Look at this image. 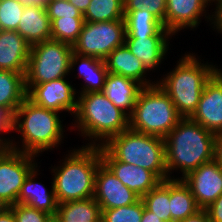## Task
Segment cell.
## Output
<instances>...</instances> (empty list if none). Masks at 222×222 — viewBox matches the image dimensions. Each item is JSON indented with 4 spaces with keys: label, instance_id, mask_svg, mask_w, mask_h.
I'll return each mask as SVG.
<instances>
[{
    "label": "cell",
    "instance_id": "1",
    "mask_svg": "<svg viewBox=\"0 0 222 222\" xmlns=\"http://www.w3.org/2000/svg\"><path fill=\"white\" fill-rule=\"evenodd\" d=\"M164 141L168 179H176L171 175L174 171H180L181 177L177 179H182L200 165L214 160L215 133L190 118H182Z\"/></svg>",
    "mask_w": 222,
    "mask_h": 222
},
{
    "label": "cell",
    "instance_id": "2",
    "mask_svg": "<svg viewBox=\"0 0 222 222\" xmlns=\"http://www.w3.org/2000/svg\"><path fill=\"white\" fill-rule=\"evenodd\" d=\"M60 119L59 112L37 106L26 98L13 115V133L20 134L22 145L13 138L8 147L38 158L45 151L57 149L65 137Z\"/></svg>",
    "mask_w": 222,
    "mask_h": 222
},
{
    "label": "cell",
    "instance_id": "3",
    "mask_svg": "<svg viewBox=\"0 0 222 222\" xmlns=\"http://www.w3.org/2000/svg\"><path fill=\"white\" fill-rule=\"evenodd\" d=\"M71 129L88 140L86 146H103L111 137L129 128V116L102 91L77 95V109Z\"/></svg>",
    "mask_w": 222,
    "mask_h": 222
},
{
    "label": "cell",
    "instance_id": "4",
    "mask_svg": "<svg viewBox=\"0 0 222 222\" xmlns=\"http://www.w3.org/2000/svg\"><path fill=\"white\" fill-rule=\"evenodd\" d=\"M209 63L201 60L198 54L185 52L172 71L156 81L182 118H190L196 111L205 84L220 69L217 64Z\"/></svg>",
    "mask_w": 222,
    "mask_h": 222
},
{
    "label": "cell",
    "instance_id": "5",
    "mask_svg": "<svg viewBox=\"0 0 222 222\" xmlns=\"http://www.w3.org/2000/svg\"><path fill=\"white\" fill-rule=\"evenodd\" d=\"M59 163L51 166V180L58 204L92 198L95 174L102 163L100 146L74 147Z\"/></svg>",
    "mask_w": 222,
    "mask_h": 222
},
{
    "label": "cell",
    "instance_id": "6",
    "mask_svg": "<svg viewBox=\"0 0 222 222\" xmlns=\"http://www.w3.org/2000/svg\"><path fill=\"white\" fill-rule=\"evenodd\" d=\"M103 147L117 160L153 172L161 181L168 179L165 141L130 128L111 137Z\"/></svg>",
    "mask_w": 222,
    "mask_h": 222
},
{
    "label": "cell",
    "instance_id": "7",
    "mask_svg": "<svg viewBox=\"0 0 222 222\" xmlns=\"http://www.w3.org/2000/svg\"><path fill=\"white\" fill-rule=\"evenodd\" d=\"M181 119L169 95L155 84L140 90L129 116V128L164 139Z\"/></svg>",
    "mask_w": 222,
    "mask_h": 222
},
{
    "label": "cell",
    "instance_id": "8",
    "mask_svg": "<svg viewBox=\"0 0 222 222\" xmlns=\"http://www.w3.org/2000/svg\"><path fill=\"white\" fill-rule=\"evenodd\" d=\"M72 45L54 39L36 43L30 48L25 87L50 82L70 75Z\"/></svg>",
    "mask_w": 222,
    "mask_h": 222
},
{
    "label": "cell",
    "instance_id": "9",
    "mask_svg": "<svg viewBox=\"0 0 222 222\" xmlns=\"http://www.w3.org/2000/svg\"><path fill=\"white\" fill-rule=\"evenodd\" d=\"M125 21H85L77 41L72 45L73 53L105 60L117 47L125 42Z\"/></svg>",
    "mask_w": 222,
    "mask_h": 222
},
{
    "label": "cell",
    "instance_id": "10",
    "mask_svg": "<svg viewBox=\"0 0 222 222\" xmlns=\"http://www.w3.org/2000/svg\"><path fill=\"white\" fill-rule=\"evenodd\" d=\"M37 157L8 146L0 148V198L8 206L17 203L25 179L38 165Z\"/></svg>",
    "mask_w": 222,
    "mask_h": 222
},
{
    "label": "cell",
    "instance_id": "11",
    "mask_svg": "<svg viewBox=\"0 0 222 222\" xmlns=\"http://www.w3.org/2000/svg\"><path fill=\"white\" fill-rule=\"evenodd\" d=\"M67 80L69 78L63 77L35 84L27 91V98L37 106L59 113L66 111L73 117L77 109V89Z\"/></svg>",
    "mask_w": 222,
    "mask_h": 222
},
{
    "label": "cell",
    "instance_id": "12",
    "mask_svg": "<svg viewBox=\"0 0 222 222\" xmlns=\"http://www.w3.org/2000/svg\"><path fill=\"white\" fill-rule=\"evenodd\" d=\"M182 180L201 209L208 207L222 194V167L215 159L192 170Z\"/></svg>",
    "mask_w": 222,
    "mask_h": 222
},
{
    "label": "cell",
    "instance_id": "13",
    "mask_svg": "<svg viewBox=\"0 0 222 222\" xmlns=\"http://www.w3.org/2000/svg\"><path fill=\"white\" fill-rule=\"evenodd\" d=\"M210 4L206 0H167L165 28L177 35L181 30L197 29L201 18L212 25L213 14H209Z\"/></svg>",
    "mask_w": 222,
    "mask_h": 222
},
{
    "label": "cell",
    "instance_id": "14",
    "mask_svg": "<svg viewBox=\"0 0 222 222\" xmlns=\"http://www.w3.org/2000/svg\"><path fill=\"white\" fill-rule=\"evenodd\" d=\"M190 119L205 129L222 132V69L205 84L196 111Z\"/></svg>",
    "mask_w": 222,
    "mask_h": 222
},
{
    "label": "cell",
    "instance_id": "15",
    "mask_svg": "<svg viewBox=\"0 0 222 222\" xmlns=\"http://www.w3.org/2000/svg\"><path fill=\"white\" fill-rule=\"evenodd\" d=\"M93 198L99 204L101 210L129 206L140 199L103 163L98 166L95 174Z\"/></svg>",
    "mask_w": 222,
    "mask_h": 222
},
{
    "label": "cell",
    "instance_id": "16",
    "mask_svg": "<svg viewBox=\"0 0 222 222\" xmlns=\"http://www.w3.org/2000/svg\"><path fill=\"white\" fill-rule=\"evenodd\" d=\"M102 163L131 191L140 198L155 188L161 180L142 167L117 161L103 146H100Z\"/></svg>",
    "mask_w": 222,
    "mask_h": 222
},
{
    "label": "cell",
    "instance_id": "17",
    "mask_svg": "<svg viewBox=\"0 0 222 222\" xmlns=\"http://www.w3.org/2000/svg\"><path fill=\"white\" fill-rule=\"evenodd\" d=\"M31 45L17 32L0 31V70L26 74Z\"/></svg>",
    "mask_w": 222,
    "mask_h": 222
},
{
    "label": "cell",
    "instance_id": "18",
    "mask_svg": "<svg viewBox=\"0 0 222 222\" xmlns=\"http://www.w3.org/2000/svg\"><path fill=\"white\" fill-rule=\"evenodd\" d=\"M173 36H150L148 38H125L124 44L151 72L159 68L170 52V40Z\"/></svg>",
    "mask_w": 222,
    "mask_h": 222
},
{
    "label": "cell",
    "instance_id": "19",
    "mask_svg": "<svg viewBox=\"0 0 222 222\" xmlns=\"http://www.w3.org/2000/svg\"><path fill=\"white\" fill-rule=\"evenodd\" d=\"M39 168L40 166L37 165L25 179L18 195L17 203L25 204L56 216L58 202L53 187V180L51 182V190L41 182H38L35 178H38L37 176L40 175L38 173L40 171Z\"/></svg>",
    "mask_w": 222,
    "mask_h": 222
},
{
    "label": "cell",
    "instance_id": "20",
    "mask_svg": "<svg viewBox=\"0 0 222 222\" xmlns=\"http://www.w3.org/2000/svg\"><path fill=\"white\" fill-rule=\"evenodd\" d=\"M108 72L131 78L143 87L157 84V80L147 79L149 71L143 63L135 57L124 44L115 48L104 60ZM147 76V77H146Z\"/></svg>",
    "mask_w": 222,
    "mask_h": 222
},
{
    "label": "cell",
    "instance_id": "21",
    "mask_svg": "<svg viewBox=\"0 0 222 222\" xmlns=\"http://www.w3.org/2000/svg\"><path fill=\"white\" fill-rule=\"evenodd\" d=\"M75 67L78 68V76L75 78H83L84 80V84L83 82L81 84V89L76 91L77 95L103 91L105 80L108 75L104 60L72 53L70 58V73L74 72Z\"/></svg>",
    "mask_w": 222,
    "mask_h": 222
},
{
    "label": "cell",
    "instance_id": "22",
    "mask_svg": "<svg viewBox=\"0 0 222 222\" xmlns=\"http://www.w3.org/2000/svg\"><path fill=\"white\" fill-rule=\"evenodd\" d=\"M142 88L141 84L131 78L108 72L102 92L109 101L130 116Z\"/></svg>",
    "mask_w": 222,
    "mask_h": 222
},
{
    "label": "cell",
    "instance_id": "23",
    "mask_svg": "<svg viewBox=\"0 0 222 222\" xmlns=\"http://www.w3.org/2000/svg\"><path fill=\"white\" fill-rule=\"evenodd\" d=\"M17 32L32 46L51 39V21L45 7L25 4Z\"/></svg>",
    "mask_w": 222,
    "mask_h": 222
},
{
    "label": "cell",
    "instance_id": "24",
    "mask_svg": "<svg viewBox=\"0 0 222 222\" xmlns=\"http://www.w3.org/2000/svg\"><path fill=\"white\" fill-rule=\"evenodd\" d=\"M125 38L173 36L163 24L147 10H124Z\"/></svg>",
    "mask_w": 222,
    "mask_h": 222
},
{
    "label": "cell",
    "instance_id": "25",
    "mask_svg": "<svg viewBox=\"0 0 222 222\" xmlns=\"http://www.w3.org/2000/svg\"><path fill=\"white\" fill-rule=\"evenodd\" d=\"M26 98L25 74L0 70V108L14 115Z\"/></svg>",
    "mask_w": 222,
    "mask_h": 222
},
{
    "label": "cell",
    "instance_id": "26",
    "mask_svg": "<svg viewBox=\"0 0 222 222\" xmlns=\"http://www.w3.org/2000/svg\"><path fill=\"white\" fill-rule=\"evenodd\" d=\"M56 217L60 222H101L102 211L92 197L58 204Z\"/></svg>",
    "mask_w": 222,
    "mask_h": 222
},
{
    "label": "cell",
    "instance_id": "27",
    "mask_svg": "<svg viewBox=\"0 0 222 222\" xmlns=\"http://www.w3.org/2000/svg\"><path fill=\"white\" fill-rule=\"evenodd\" d=\"M201 208L182 179H170L171 219L181 221L194 215Z\"/></svg>",
    "mask_w": 222,
    "mask_h": 222
},
{
    "label": "cell",
    "instance_id": "28",
    "mask_svg": "<svg viewBox=\"0 0 222 222\" xmlns=\"http://www.w3.org/2000/svg\"><path fill=\"white\" fill-rule=\"evenodd\" d=\"M147 210L161 220L171 219L170 212V178L161 181L155 188L141 197Z\"/></svg>",
    "mask_w": 222,
    "mask_h": 222
},
{
    "label": "cell",
    "instance_id": "29",
    "mask_svg": "<svg viewBox=\"0 0 222 222\" xmlns=\"http://www.w3.org/2000/svg\"><path fill=\"white\" fill-rule=\"evenodd\" d=\"M83 18L88 22L124 20L123 0H91Z\"/></svg>",
    "mask_w": 222,
    "mask_h": 222
},
{
    "label": "cell",
    "instance_id": "30",
    "mask_svg": "<svg viewBox=\"0 0 222 222\" xmlns=\"http://www.w3.org/2000/svg\"><path fill=\"white\" fill-rule=\"evenodd\" d=\"M83 17H60L51 22V39L73 45L81 33Z\"/></svg>",
    "mask_w": 222,
    "mask_h": 222
},
{
    "label": "cell",
    "instance_id": "31",
    "mask_svg": "<svg viewBox=\"0 0 222 222\" xmlns=\"http://www.w3.org/2000/svg\"><path fill=\"white\" fill-rule=\"evenodd\" d=\"M144 207L140 198L129 206L101 210V222H141Z\"/></svg>",
    "mask_w": 222,
    "mask_h": 222
},
{
    "label": "cell",
    "instance_id": "32",
    "mask_svg": "<svg viewBox=\"0 0 222 222\" xmlns=\"http://www.w3.org/2000/svg\"><path fill=\"white\" fill-rule=\"evenodd\" d=\"M25 4L14 0H0L1 30L17 31Z\"/></svg>",
    "mask_w": 222,
    "mask_h": 222
},
{
    "label": "cell",
    "instance_id": "33",
    "mask_svg": "<svg viewBox=\"0 0 222 222\" xmlns=\"http://www.w3.org/2000/svg\"><path fill=\"white\" fill-rule=\"evenodd\" d=\"M124 10H147L165 27L167 0H123Z\"/></svg>",
    "mask_w": 222,
    "mask_h": 222
},
{
    "label": "cell",
    "instance_id": "34",
    "mask_svg": "<svg viewBox=\"0 0 222 222\" xmlns=\"http://www.w3.org/2000/svg\"><path fill=\"white\" fill-rule=\"evenodd\" d=\"M12 210L16 222H49L53 217L47 212L38 210L25 204L16 203L9 206Z\"/></svg>",
    "mask_w": 222,
    "mask_h": 222
},
{
    "label": "cell",
    "instance_id": "35",
    "mask_svg": "<svg viewBox=\"0 0 222 222\" xmlns=\"http://www.w3.org/2000/svg\"><path fill=\"white\" fill-rule=\"evenodd\" d=\"M45 8L51 22L60 17H83V13L69 0H49Z\"/></svg>",
    "mask_w": 222,
    "mask_h": 222
},
{
    "label": "cell",
    "instance_id": "36",
    "mask_svg": "<svg viewBox=\"0 0 222 222\" xmlns=\"http://www.w3.org/2000/svg\"><path fill=\"white\" fill-rule=\"evenodd\" d=\"M13 114L7 111L6 109L0 108V135L2 133L12 134L10 132L13 131ZM0 136V144L2 146H9L10 142L12 141L13 136L9 138L6 136Z\"/></svg>",
    "mask_w": 222,
    "mask_h": 222
},
{
    "label": "cell",
    "instance_id": "37",
    "mask_svg": "<svg viewBox=\"0 0 222 222\" xmlns=\"http://www.w3.org/2000/svg\"><path fill=\"white\" fill-rule=\"evenodd\" d=\"M210 222H222V194L205 208Z\"/></svg>",
    "mask_w": 222,
    "mask_h": 222
},
{
    "label": "cell",
    "instance_id": "38",
    "mask_svg": "<svg viewBox=\"0 0 222 222\" xmlns=\"http://www.w3.org/2000/svg\"><path fill=\"white\" fill-rule=\"evenodd\" d=\"M214 10L213 12L212 10L210 11L213 14L211 26L214 31L216 30L221 35L222 34V0H219L215 4Z\"/></svg>",
    "mask_w": 222,
    "mask_h": 222
},
{
    "label": "cell",
    "instance_id": "39",
    "mask_svg": "<svg viewBox=\"0 0 222 222\" xmlns=\"http://www.w3.org/2000/svg\"><path fill=\"white\" fill-rule=\"evenodd\" d=\"M214 159L222 167V132L215 134Z\"/></svg>",
    "mask_w": 222,
    "mask_h": 222
},
{
    "label": "cell",
    "instance_id": "40",
    "mask_svg": "<svg viewBox=\"0 0 222 222\" xmlns=\"http://www.w3.org/2000/svg\"><path fill=\"white\" fill-rule=\"evenodd\" d=\"M178 222H210L207 211L205 209H200L194 215L187 217L184 220Z\"/></svg>",
    "mask_w": 222,
    "mask_h": 222
},
{
    "label": "cell",
    "instance_id": "41",
    "mask_svg": "<svg viewBox=\"0 0 222 222\" xmlns=\"http://www.w3.org/2000/svg\"><path fill=\"white\" fill-rule=\"evenodd\" d=\"M162 220L144 207L141 222H161Z\"/></svg>",
    "mask_w": 222,
    "mask_h": 222
},
{
    "label": "cell",
    "instance_id": "42",
    "mask_svg": "<svg viewBox=\"0 0 222 222\" xmlns=\"http://www.w3.org/2000/svg\"><path fill=\"white\" fill-rule=\"evenodd\" d=\"M83 14L87 10L91 0H69Z\"/></svg>",
    "mask_w": 222,
    "mask_h": 222
},
{
    "label": "cell",
    "instance_id": "43",
    "mask_svg": "<svg viewBox=\"0 0 222 222\" xmlns=\"http://www.w3.org/2000/svg\"><path fill=\"white\" fill-rule=\"evenodd\" d=\"M0 222H16V218L10 208L0 214Z\"/></svg>",
    "mask_w": 222,
    "mask_h": 222
},
{
    "label": "cell",
    "instance_id": "44",
    "mask_svg": "<svg viewBox=\"0 0 222 222\" xmlns=\"http://www.w3.org/2000/svg\"><path fill=\"white\" fill-rule=\"evenodd\" d=\"M20 3H24V4H34V5H39L42 7H46L49 0H14Z\"/></svg>",
    "mask_w": 222,
    "mask_h": 222
},
{
    "label": "cell",
    "instance_id": "45",
    "mask_svg": "<svg viewBox=\"0 0 222 222\" xmlns=\"http://www.w3.org/2000/svg\"><path fill=\"white\" fill-rule=\"evenodd\" d=\"M9 206L0 198V214L3 213Z\"/></svg>",
    "mask_w": 222,
    "mask_h": 222
},
{
    "label": "cell",
    "instance_id": "46",
    "mask_svg": "<svg viewBox=\"0 0 222 222\" xmlns=\"http://www.w3.org/2000/svg\"><path fill=\"white\" fill-rule=\"evenodd\" d=\"M210 5H215L219 0H206Z\"/></svg>",
    "mask_w": 222,
    "mask_h": 222
},
{
    "label": "cell",
    "instance_id": "47",
    "mask_svg": "<svg viewBox=\"0 0 222 222\" xmlns=\"http://www.w3.org/2000/svg\"><path fill=\"white\" fill-rule=\"evenodd\" d=\"M49 222H60V221L57 219L56 216H53V217L49 220Z\"/></svg>",
    "mask_w": 222,
    "mask_h": 222
},
{
    "label": "cell",
    "instance_id": "48",
    "mask_svg": "<svg viewBox=\"0 0 222 222\" xmlns=\"http://www.w3.org/2000/svg\"><path fill=\"white\" fill-rule=\"evenodd\" d=\"M161 222H177V221L169 219V220H162Z\"/></svg>",
    "mask_w": 222,
    "mask_h": 222
}]
</instances>
